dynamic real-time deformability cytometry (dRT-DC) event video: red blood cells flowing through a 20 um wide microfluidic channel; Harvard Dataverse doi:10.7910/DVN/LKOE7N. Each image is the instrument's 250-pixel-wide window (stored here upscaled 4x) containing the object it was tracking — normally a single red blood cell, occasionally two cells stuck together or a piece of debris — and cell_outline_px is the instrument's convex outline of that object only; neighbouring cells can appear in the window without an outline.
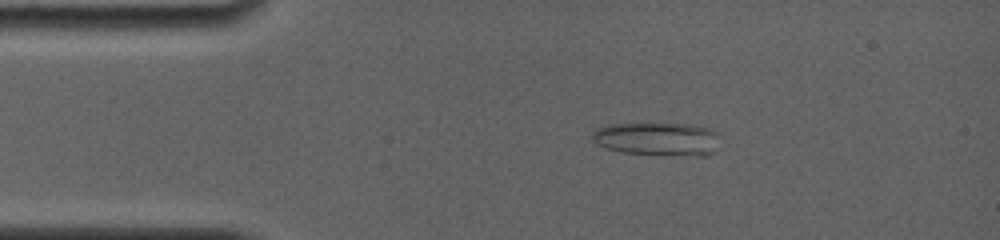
{"species": "common noctule bat (a hibernating species)", "species_latin": "Nyctalus noctula", "temperature_condition": "room temperature", "stored_images_in_passage": 13, "camera_frame_rate_fps": 4000, "um_per_image_px": 0.085, "animal": {"sex": "female", "body_mass_g": 19.0, "forearm_length_mm": 56.7}, "frame": {"image": 1, "passage_image": 2, "time_ms": 0.5, "image_size_px": [1000, 240], "cell_outline_px": [[716, 132], [712, 152], [708, 156], [696, 156], [620, 152], [604, 148], [596, 144], [592, 140], [592, 136], [596, 128], [612, 124], [692, 124], [712, 128]], "centroid_in_image_um": [55.83, 11.81], "position_along_channel_um": 29.2, "area_um2": 24.51}}